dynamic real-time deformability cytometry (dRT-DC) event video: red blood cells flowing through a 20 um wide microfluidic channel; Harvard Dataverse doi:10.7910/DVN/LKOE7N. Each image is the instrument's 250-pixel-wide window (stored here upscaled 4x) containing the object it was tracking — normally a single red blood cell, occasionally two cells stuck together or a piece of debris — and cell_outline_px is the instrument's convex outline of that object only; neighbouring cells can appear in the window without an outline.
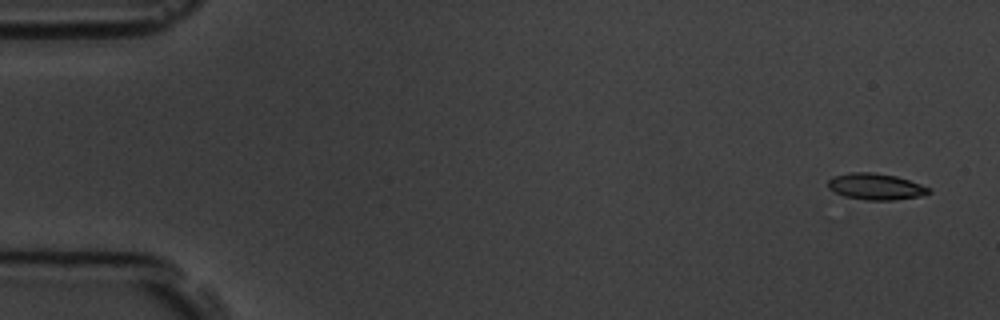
{"species": "common noctule bat (a hibernating species)", "species_latin": "Nyctalus noctula", "temperature_condition": "room temperature", "stored_images_in_passage": 6, "camera_frame_rate_fps": 3000, "um_per_image_px": 0.085, "animal": {"sex": "male", "body_mass_g": 19.5, "forearm_length_mm": 54.6}, "frame": {"image": 1, "passage_image": 1, "time_ms": 0.0, "image_size_px": [1000, 320], "cell_outline_px": [[932, 192], [920, 196], [896, 200], [864, 200], [844, 196], [828, 188], [828, 180], [832, 176], [848, 172], [872, 172], [896, 176], [932, 188]], "centroid_in_image_um": [74.44, 15.86], "position_along_channel_um": 10.6, "area_um2": 15.61}}
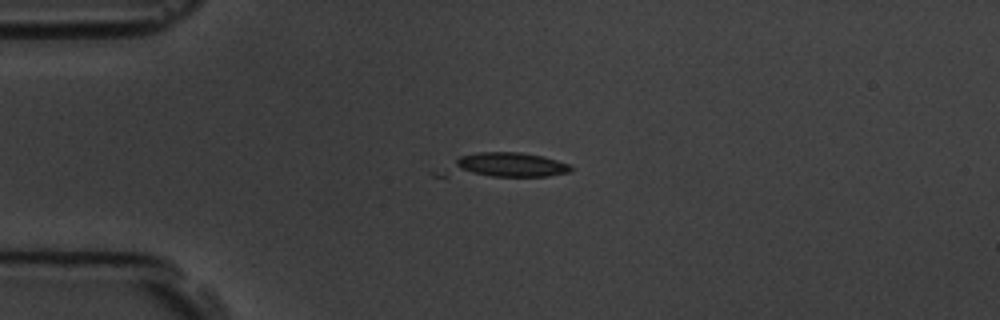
{"frame": {"image": 2, "passage_image": 4, "time_ms": 3.667, "image_size_px": [1000, 320], "cell_outline_px": [[572, 172], [548, 176], [432, 176], [428, 172], [460, 156], [476, 152], [520, 152], [544, 156], [568, 164], [572, 168]], "centroid_in_image_um": [42.65, 14.07], "position_along_channel_um": 42.4, "area_um2": 19.42}}